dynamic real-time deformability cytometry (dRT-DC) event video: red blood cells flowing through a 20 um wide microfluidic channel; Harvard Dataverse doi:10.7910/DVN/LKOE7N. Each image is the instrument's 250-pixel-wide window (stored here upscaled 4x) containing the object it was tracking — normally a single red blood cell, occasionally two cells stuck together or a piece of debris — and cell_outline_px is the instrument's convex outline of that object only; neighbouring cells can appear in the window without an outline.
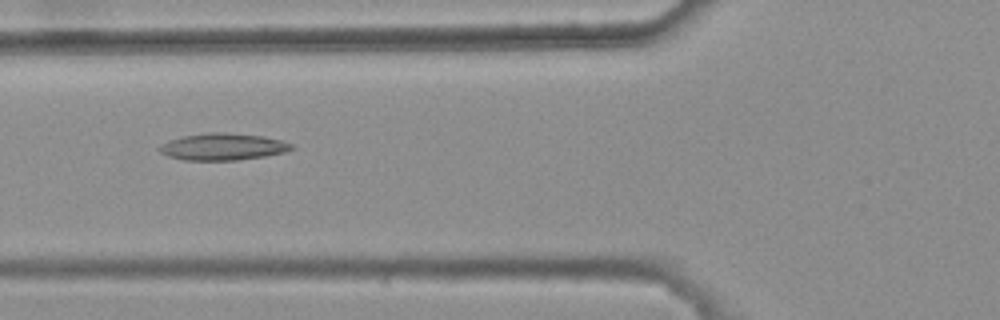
{"species": "common noctule bat (a hibernating species)", "species_latin": "Nyctalus noctula", "temperature_condition": "warm", "stored_images_in_passage": 7, "camera_frame_rate_fps": 3000, "um_per_image_px": 0.085, "animal": {"sex": "female", "body_mass_g": 25.1}, "frame": {"image": 1, "passage_image": 6, "time_ms": 1.667, "image_size_px": [1000, 320], "cell_outline_px": [[296, 148], [284, 152], [264, 156], [236, 160], [184, 160], [168, 156], [160, 152], [156, 148], [160, 144], [168, 140], [184, 136], [208, 132], [228, 132], [264, 136], [280, 140], [292, 144]], "centroid_in_image_um": [18.92, 12.46], "position_along_channel_um": 106.9, "area_um2": 20.81}}
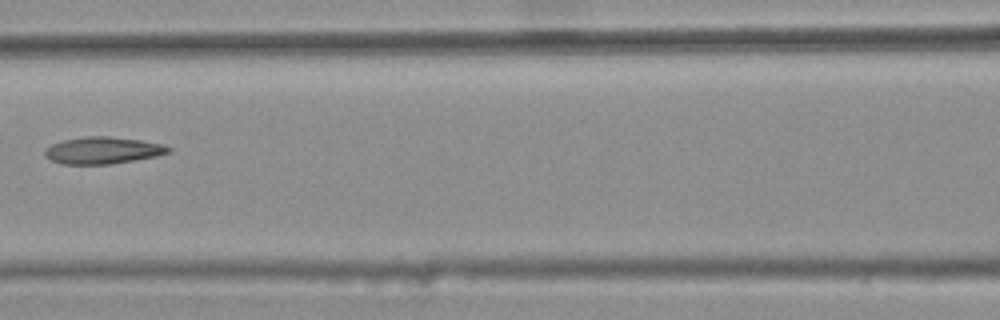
{"frame": {"image": 2, "passage_image": 7, "time_ms": 2.0, "image_size_px": [1000, 320], "cell_outline_px": [[172, 152], [156, 156], [112, 164], [60, 164], [44, 156], [44, 148], [52, 144], [64, 140], [84, 136], [108, 136], [140, 140], [164, 144], [172, 148]], "centroid_in_image_um": [8.74, 12.78], "position_along_channel_um": 157.9, "area_um2": 19.54}}